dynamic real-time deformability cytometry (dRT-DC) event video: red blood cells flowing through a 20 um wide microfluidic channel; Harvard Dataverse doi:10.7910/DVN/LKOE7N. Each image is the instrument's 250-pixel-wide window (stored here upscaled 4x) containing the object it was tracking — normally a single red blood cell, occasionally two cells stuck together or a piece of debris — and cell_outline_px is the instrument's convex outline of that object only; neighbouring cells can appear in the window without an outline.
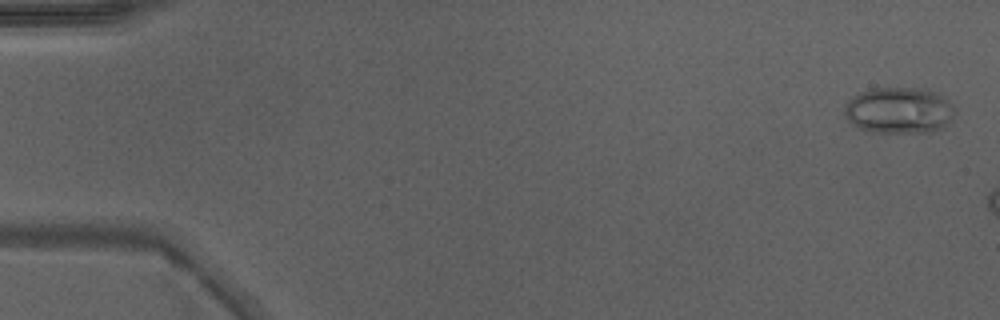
{"species": "Egyptian fruit bat (a non-hibernating species)", "species_latin": "Rousettus aegyptiacus", "temperature_condition": "warm", "stored_images_in_passage": 8, "camera_frame_rate_fps": 3000, "um_per_image_px": 0.085, "animal": {"sex": "male"}, "frame": {"image": 1, "passage_image": 2, "time_ms": 0.333, "image_size_px": [1000, 320], "cell_outline_px": [[956, 108], [948, 124], [940, 132], [864, 132], [856, 128], [844, 116], [844, 104], [852, 96], [860, 92], [872, 88], [928, 88], [936, 92], [948, 100]], "centroid_in_image_um": [76.41, 9.39], "position_along_channel_um": 8.6, "area_um2": 30.52}}